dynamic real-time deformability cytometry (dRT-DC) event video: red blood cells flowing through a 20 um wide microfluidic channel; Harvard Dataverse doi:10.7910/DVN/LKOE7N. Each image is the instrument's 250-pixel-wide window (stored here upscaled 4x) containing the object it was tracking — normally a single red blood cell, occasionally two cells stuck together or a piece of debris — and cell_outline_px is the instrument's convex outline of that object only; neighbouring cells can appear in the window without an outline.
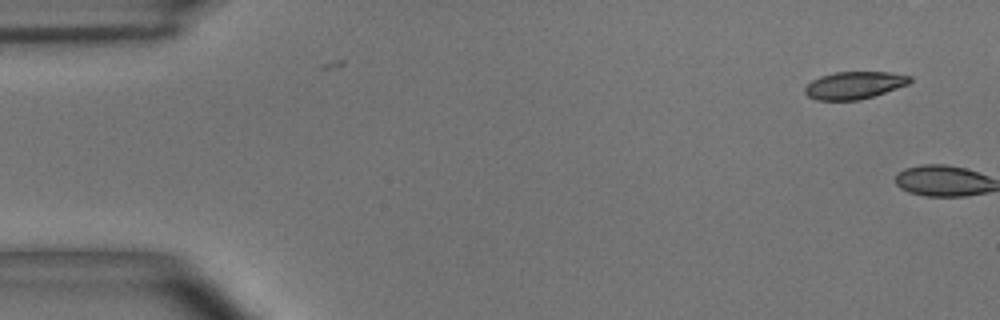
{"species": "common noctule bat (a hibernating species)", "species_latin": "Nyctalus noctula", "temperature_condition": "room temperature", "stored_images_in_passage": 9, "camera_frame_rate_fps": 3000, "um_per_image_px": 0.085, "animal": {"sex": "male", "body_mass_g": 15.6}, "frame": {"image": 1, "passage_image": 1, "time_ms": 0.0, "image_size_px": [1000, 320], "cell_outline_px": [[912, 80], [908, 84], [860, 100], [816, 100], [808, 96], [804, 92], [804, 88], [812, 80], [820, 76], [836, 72], [888, 72], [912, 76]], "centroid_in_image_um": [72.6, 7.24], "position_along_channel_um": 12.4, "area_um2": 16.65}}
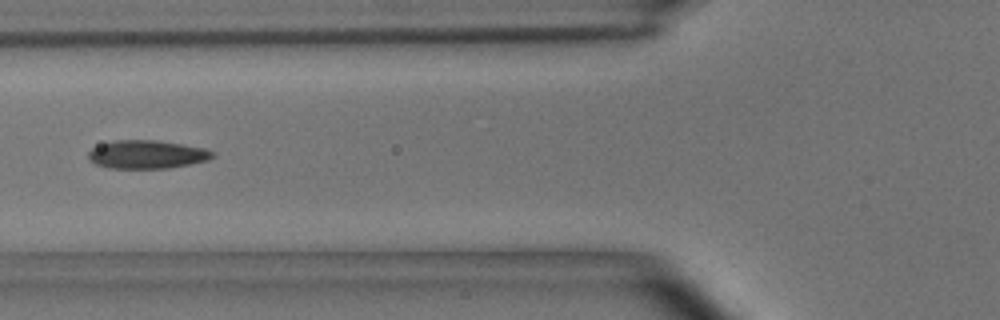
{"frame": {"image": 2, "passage_image": 7, "time_ms": 2.0, "image_size_px": [1000, 320], "cell_outline_px": [[216, 156], [208, 160], [168, 168], [108, 168], [96, 164], [88, 160], [88, 152], [92, 148], [100, 144], [116, 140], [156, 140], [204, 148], [216, 152]], "centroid_in_image_um": [12.48, 13.13], "position_along_channel_um": 113.3, "area_um2": 20.52}}
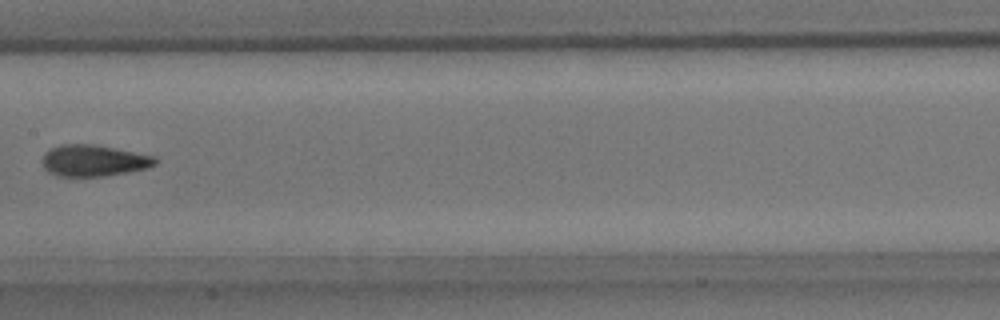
{"frame": {"image": 3, "passage_image": 9, "time_ms": 2.667, "image_size_px": [1000, 320], "cell_outline_px": [[156, 164], [148, 168], [128, 172], [104, 176], [60, 176], [48, 172], [44, 168], [44, 152], [60, 144], [92, 144], [156, 156]], "centroid_in_image_um": [7.98, 13.65], "position_along_channel_um": 199.4, "area_um2": 20.52}}